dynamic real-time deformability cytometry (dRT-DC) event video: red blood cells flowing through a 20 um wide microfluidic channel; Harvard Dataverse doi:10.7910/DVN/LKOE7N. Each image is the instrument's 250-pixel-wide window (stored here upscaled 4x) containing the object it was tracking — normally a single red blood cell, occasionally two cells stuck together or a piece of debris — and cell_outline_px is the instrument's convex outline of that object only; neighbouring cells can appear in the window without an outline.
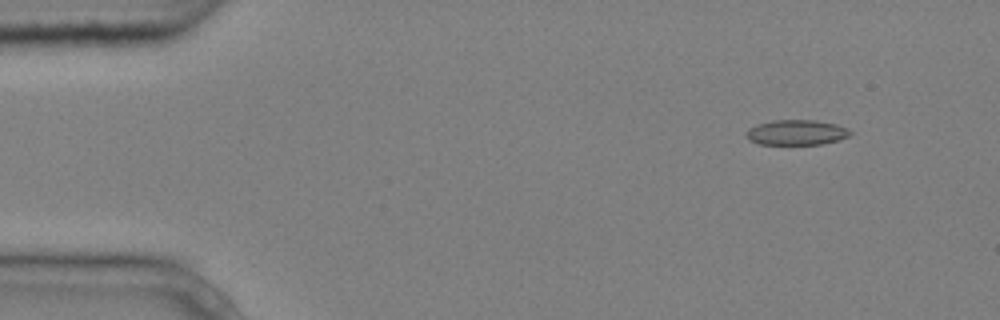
{"species": "common noctule bat (a hibernating species)", "species_latin": "Nyctalus noctula", "temperature_condition": "cold", "stored_images_in_passage": 4, "camera_frame_rate_fps": 3000, "um_per_image_px": 0.085, "animal": {"sex": "male", "body_mass_g": 20.4}, "frame": {"image": 1, "passage_image": 2, "time_ms": 0.333, "image_size_px": [1000, 320], "cell_outline_px": [[852, 132], [848, 136], [840, 140], [820, 144], [760, 144], [748, 140], [748, 128], [756, 124], [772, 120], [816, 120], [836, 124]], "centroid_in_image_um": [67.69, 11.25], "position_along_channel_um": 17.3, "area_um2": 15.14}}
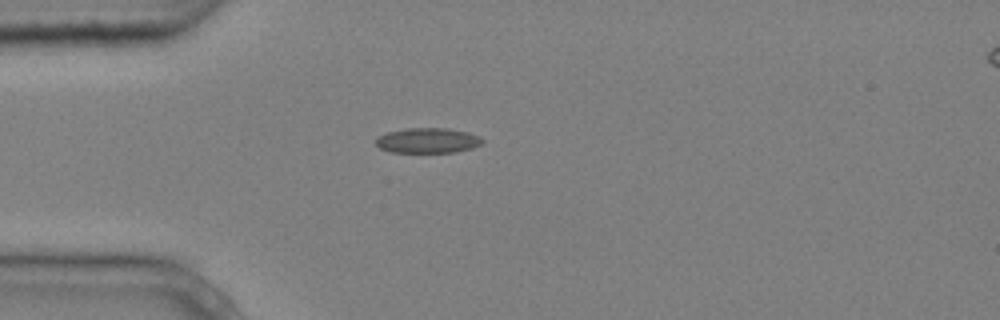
{"frame": {"image": 2, "passage_image": 4, "time_ms": 1.0, "image_size_px": [1000, 320], "cell_outline_px": [[484, 140], [480, 144], [472, 148], [456, 152], [392, 152], [380, 148], [376, 144], [376, 136], [388, 132], [408, 128], [448, 128], [468, 132], [480, 136]], "centroid_in_image_um": [36.36, 11.94], "position_along_channel_um": 48.6, "area_um2": 15.61}}